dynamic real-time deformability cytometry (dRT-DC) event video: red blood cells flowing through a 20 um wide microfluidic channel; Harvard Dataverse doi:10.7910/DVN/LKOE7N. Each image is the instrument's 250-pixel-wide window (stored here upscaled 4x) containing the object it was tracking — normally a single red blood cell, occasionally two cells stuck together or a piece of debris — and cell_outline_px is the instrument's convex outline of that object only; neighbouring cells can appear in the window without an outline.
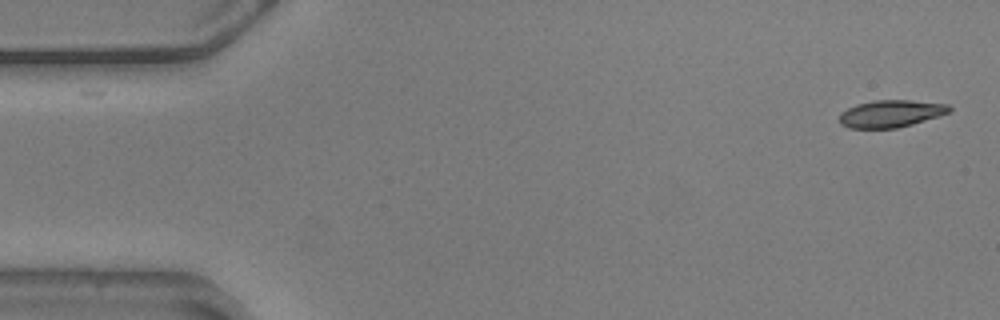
{"species": "common noctule bat (a hibernating species)", "species_latin": "Nyctalus noctula", "temperature_condition": "warm", "stored_images_in_passage": 55, "camera_frame_rate_fps": 3000, "um_per_image_px": 0.085, "animal": {"sex": "male", "body_mass_g": 20.5, "forearm_length_mm": 52.5}, "frame": {"image": 1, "passage_image": 1, "time_ms": 0.0, "image_size_px": [1000, 320], "cell_outline_px": [[952, 112], [940, 116], [912, 124], [896, 128], [848, 128], [840, 124], [840, 112], [856, 104], [876, 100], [912, 100], [948, 104], [952, 108]], "centroid_in_image_um": [75.75, 9.65], "position_along_channel_um": 9.2, "area_um2": 17.57}}
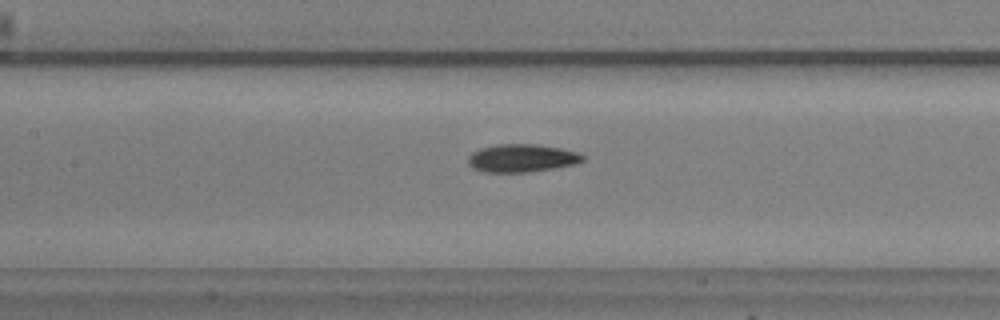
{"frame": {"image": 2, "passage_image": 24, "time_ms": 7.667, "image_size_px": [1000, 320], "cell_outline_px": [[584, 160], [576, 164], [528, 172], [484, 172], [472, 168], [468, 164], [468, 156], [472, 152], [480, 148], [496, 144], [536, 144], [560, 148], [576, 152], [584, 156]], "centroid_in_image_um": [44.31, 13.44], "position_along_channel_um": 163.1, "area_um2": 18.67}}
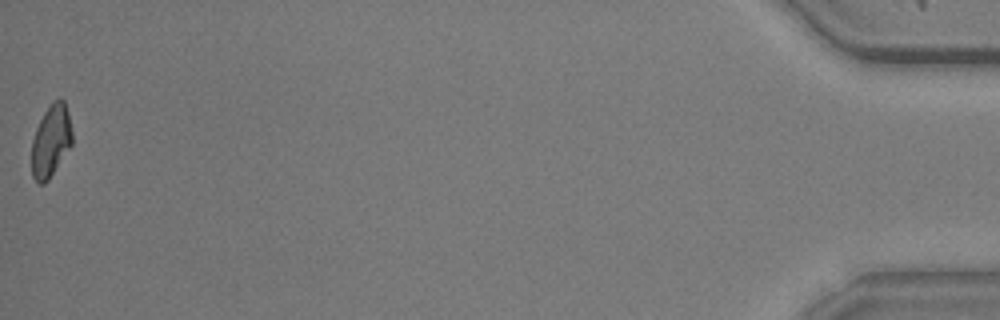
{"frame": {"image": 3, "passage_image": 55, "time_ms": 18.0, "image_size_px": [1000, 320], "cell_outline_px": [[72, 144], [48, 180], [44, 184], [40, 184], [32, 176], [32, 140], [36, 128], [44, 112], [52, 100], [60, 96], [64, 100], [68, 112], [72, 132]], "centroid_in_image_um": [4.33, 11.93], "position_along_channel_um": 430.9, "area_um2": 17.05}, "authors_computed_cell_mechanics": {"area_um2": 17.918, "velocity_mm_per_s": 3.5862, "shape_relaxation_time_tau1_ms": 7.0562, "shape_relaxation_time_tau2_ms": 9.8268, "deformation_change_tau1": 0.1586, "deformation_change_tau2": 0.1578}}